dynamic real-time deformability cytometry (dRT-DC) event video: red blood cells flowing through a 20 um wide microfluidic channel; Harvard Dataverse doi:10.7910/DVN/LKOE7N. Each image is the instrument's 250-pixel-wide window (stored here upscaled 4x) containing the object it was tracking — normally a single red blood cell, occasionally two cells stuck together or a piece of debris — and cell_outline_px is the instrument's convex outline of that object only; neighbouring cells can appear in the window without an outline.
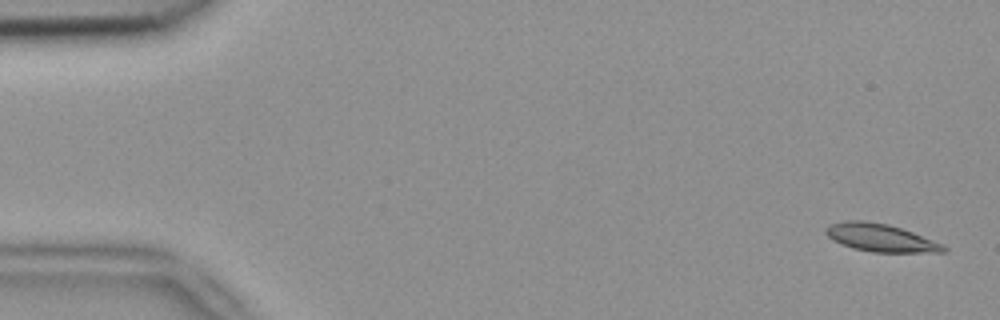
{"species": "common noctule bat (a hibernating species)", "species_latin": "Nyctalus noctula", "temperature_condition": "room temperature", "stored_images_in_passage": 53, "camera_frame_rate_fps": 3000, "um_per_image_px": 0.085, "animal": {"sex": "female", "body_mass_g": 18.4}, "frame": {"image": 1, "passage_image": 2, "time_ms": 0.333, "image_size_px": [1000, 320], "cell_outline_px": [[948, 248], [944, 252], [872, 252], [852, 248], [840, 244], [832, 240], [824, 232], [824, 228], [828, 224], [844, 220], [864, 220], [888, 224], [912, 232], [944, 244]], "centroid_in_image_um": [74.8, 20.2], "position_along_channel_um": 10.2, "area_um2": 19.25}}
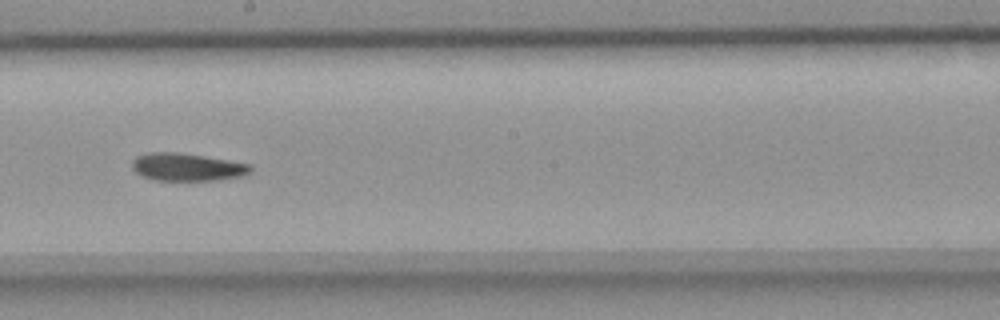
{"frame": {"image": 2, "passage_image": 30, "time_ms": 9.667, "image_size_px": [1000, 320], "cell_outline_px": [[252, 168], [248, 172], [240, 176], [212, 180], [156, 180], [140, 176], [132, 168], [132, 160], [136, 156], [152, 152], [176, 152], [204, 156], [252, 164]], "centroid_in_image_um": [15.85, 14.19], "position_along_channel_um": 232.3, "area_um2": 18.96}}
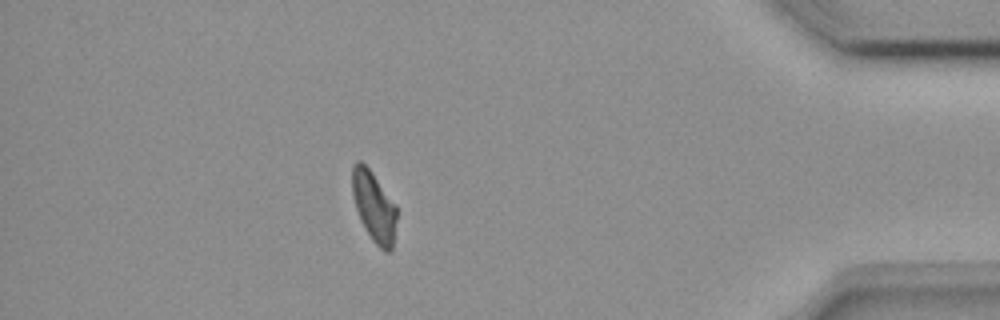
{"frame": {"image": 3, "passage_image": 47, "time_ms": 15.333, "image_size_px": [1000, 320], "cell_outline_px": [[396, 220], [392, 248], [388, 252], [384, 252], [372, 240], [364, 228], [360, 220], [352, 196], [352, 164], [356, 160], [360, 160], [372, 172], [396, 204]], "centroid_in_image_um": [31.77, 17.54], "position_along_channel_um": 403.4, "area_um2": 18.32}, "authors_computed_cell_mechanics": {"area_um2": 19.1318, "velocity_mm_per_s": 3.8016, "shape_relaxation_time_tau1_ms": 8.479, "shape_relaxation_time_tau2_ms": 9.0996, "deformation_change_tau1": 0.1847, "deformation_change_tau2": 0.1539}}